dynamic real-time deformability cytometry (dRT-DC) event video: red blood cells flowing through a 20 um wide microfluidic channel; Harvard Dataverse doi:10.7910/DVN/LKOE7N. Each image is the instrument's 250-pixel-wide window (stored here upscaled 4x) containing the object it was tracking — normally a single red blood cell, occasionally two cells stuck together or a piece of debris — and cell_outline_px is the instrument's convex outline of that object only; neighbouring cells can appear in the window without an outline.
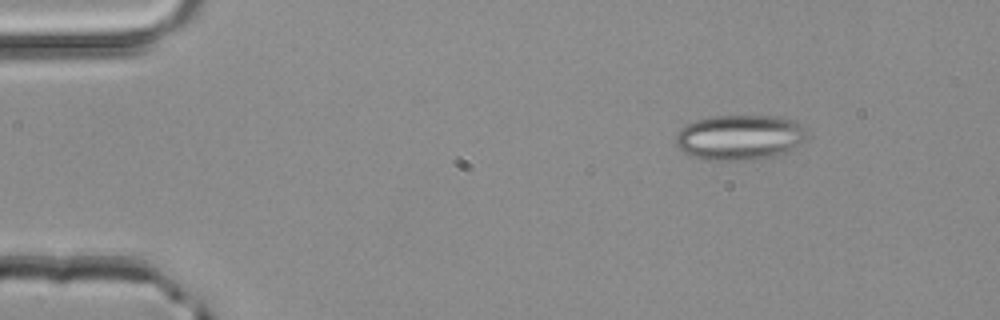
{"species": "common noctule bat (a hibernating species)", "species_latin": "Nyctalus noctula", "temperature_condition": "room temperature", "stored_images_in_passage": 2, "camera_frame_rate_fps": 3000, "um_per_image_px": 0.085, "animal": {"sex": "male", "body_mass_g": 20.4}, "frame": {"image": 1, "passage_image": 1, "time_ms": 0.0, "image_size_px": [1000, 320], "cell_outline_px": [[808, 136], [800, 144], [784, 152], [764, 160], [708, 160], [688, 156], [676, 144], [676, 136], [680, 128], [696, 120], [712, 116], [780, 116], [796, 120], [808, 132]], "centroid_in_image_um": [62.9, 11.68], "position_along_channel_um": 22.1, "area_um2": 34.97}}